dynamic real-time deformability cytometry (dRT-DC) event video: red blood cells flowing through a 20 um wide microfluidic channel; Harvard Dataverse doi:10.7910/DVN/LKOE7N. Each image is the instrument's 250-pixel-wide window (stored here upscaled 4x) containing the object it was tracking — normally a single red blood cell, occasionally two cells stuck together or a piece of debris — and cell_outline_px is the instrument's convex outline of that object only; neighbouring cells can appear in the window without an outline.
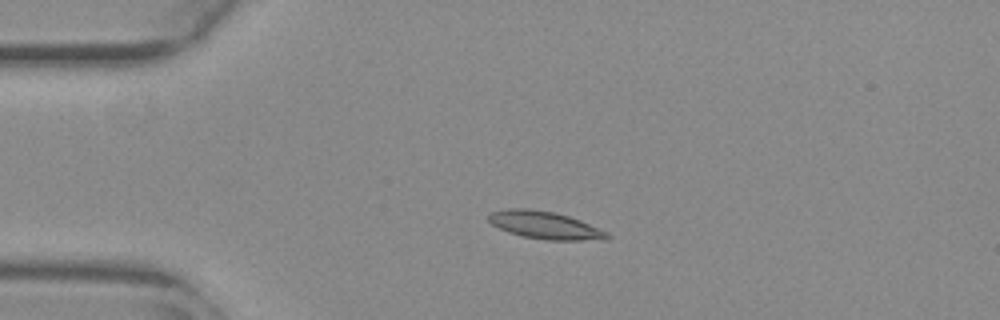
{"species": "common noctule bat (a hibernating species)", "species_latin": "Nyctalus noctula", "temperature_condition": "warm", "stored_images_in_passage": 43, "camera_frame_rate_fps": 3000, "um_per_image_px": 0.085, "animal": {"sex": "female", "body_mass_g": 29.2, "forearm_length_mm": 56.3}, "frame": {"image": 1, "passage_image": 1, "time_ms": 0.0, "image_size_px": [1000, 320], "cell_outline_px": [[612, 236], [608, 240], [548, 240], [524, 236], [508, 232], [492, 224], [488, 220], [488, 216], [492, 212], [508, 208], [528, 208], [556, 212], [580, 220], [608, 232]], "centroid_in_image_um": [46.37, 19.14], "position_along_channel_um": 38.6, "area_um2": 19.07}}
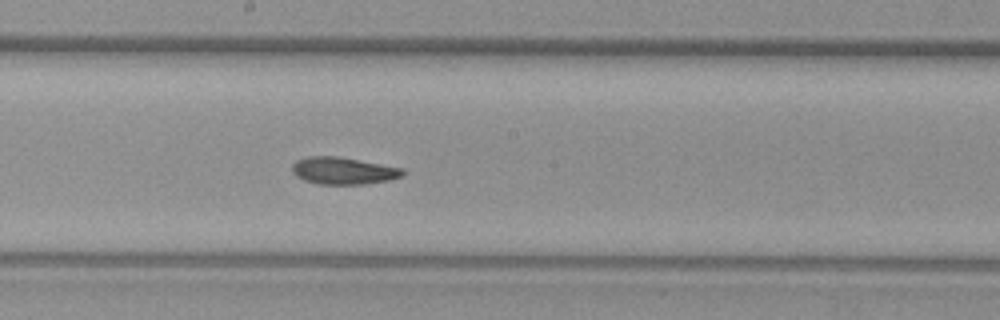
{"frame": {"image": 2, "passage_image": 18, "time_ms": 5.667, "image_size_px": [1000, 320], "cell_outline_px": [[404, 176], [388, 180], [364, 184], [316, 184], [304, 180], [296, 176], [292, 172], [292, 164], [296, 160], [308, 156], [340, 156], [404, 168]], "centroid_in_image_um": [29.18, 14.5], "position_along_channel_um": 219.0, "area_um2": 17.69}}
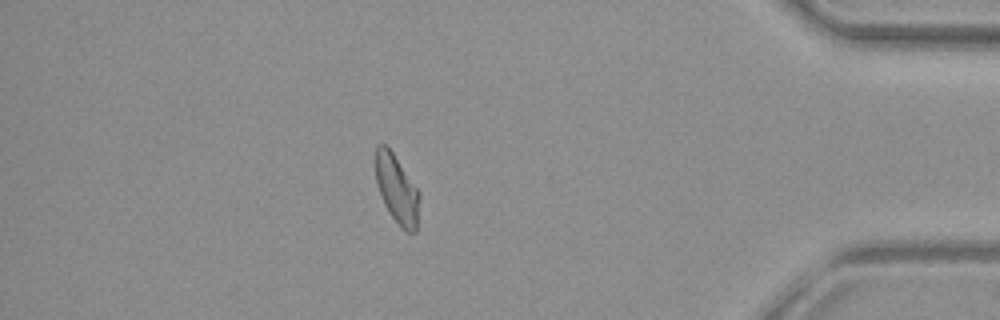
{"frame": {"image": 3, "passage_image": 36, "time_ms": 11.667, "image_size_px": [1000, 320], "cell_outline_px": [[420, 196], [416, 232], [408, 232], [400, 228], [388, 212], [384, 204], [376, 184], [376, 144], [384, 144], [392, 152], [420, 192]], "centroid_in_image_um": [33.74, 16.12], "position_along_channel_um": 401.5, "area_um2": 17.51}, "authors_computed_cell_mechanics": {"area_um2": 17.918, "velocity_mm_per_s": 3.7715, "shape_relaxation_time_tau1_ms": 6.3736, "shape_relaxation_time_tau2_ms": 2.8839, "deformation_change_tau1": 0.15, "deformation_change_tau2": 0.0839}}